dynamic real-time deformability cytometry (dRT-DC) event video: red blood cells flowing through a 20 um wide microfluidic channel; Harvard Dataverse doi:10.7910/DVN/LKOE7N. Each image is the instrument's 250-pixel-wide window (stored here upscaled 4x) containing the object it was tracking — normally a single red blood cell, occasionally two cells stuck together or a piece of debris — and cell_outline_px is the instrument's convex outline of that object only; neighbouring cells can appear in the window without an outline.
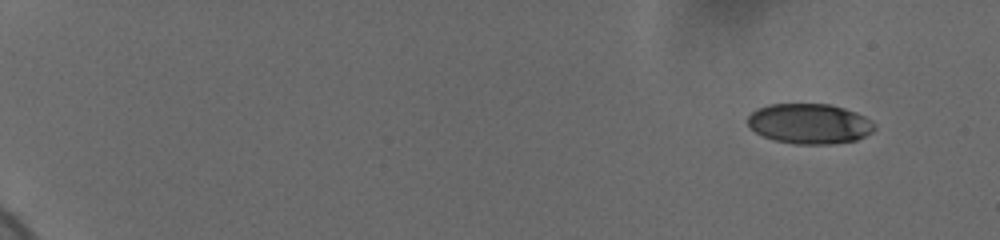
{"species": "human", "species_latin": "Homo sapiens", "temperature_condition": "cold", "stored_images_in_passage": 55, "camera_frame_rate_fps": 3000, "um_per_image_px": 0.085, "donor": {"sex": "female"}, "frame": {"image": 1, "passage_image": 1, "time_ms": 0.0, "image_size_px": [1000, 240], "cell_outline_px": [[876, 128], [872, 132], [856, 140], [832, 144], [796, 144], [772, 140], [756, 132], [748, 124], [748, 116], [756, 108], [768, 104], [828, 104], [844, 108], [856, 112], [872, 120], [876, 124]], "centroid_in_image_um": [68.82, 10.51], "position_along_channel_um": 16.2, "area_um2": 29.82}}
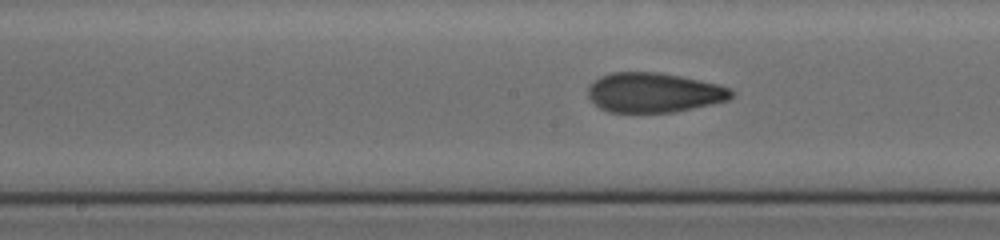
{"frame": {"image": 2, "passage_image": 30, "time_ms": 9.667, "image_size_px": [1000, 240], "cell_outline_px": [[736, 92], [728, 100], [712, 104], [676, 112], [608, 112], [600, 108], [588, 96], [588, 88], [600, 76], [612, 72], [656, 72], [680, 76], [716, 84], [732, 88]], "centroid_in_image_um": [55.61, 7.87], "position_along_channel_um": 192.6, "area_um2": 33.06}}
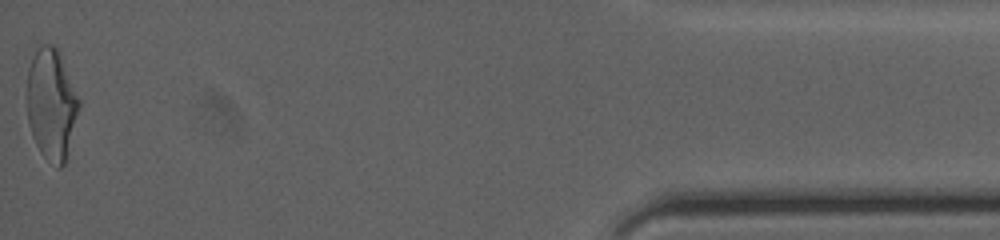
{"frame": {"image": 3, "passage_image": 55, "time_ms": 18.0, "image_size_px": [1000, 240], "cell_outline_px": [[80, 104], [68, 160], [60, 168], [56, 168], [40, 152], [32, 136], [28, 120], [28, 68], [40, 44], [52, 44], [60, 52], [80, 100]], "centroid_in_image_um": [4.41, 8.91], "position_along_channel_um": 430.8, "area_um2": 33.87}, "authors_computed_cell_mechanics": {"area_um2": 32.4258, "velocity_mm_per_s": 3.6892, "shape_relaxation_time_tau1_ms": 5.6126, "shape_relaxation_time_tau2_ms": 1.2542, "deformation_change_tau1": 0.1801, "deformation_change_tau2": 0.0812}}